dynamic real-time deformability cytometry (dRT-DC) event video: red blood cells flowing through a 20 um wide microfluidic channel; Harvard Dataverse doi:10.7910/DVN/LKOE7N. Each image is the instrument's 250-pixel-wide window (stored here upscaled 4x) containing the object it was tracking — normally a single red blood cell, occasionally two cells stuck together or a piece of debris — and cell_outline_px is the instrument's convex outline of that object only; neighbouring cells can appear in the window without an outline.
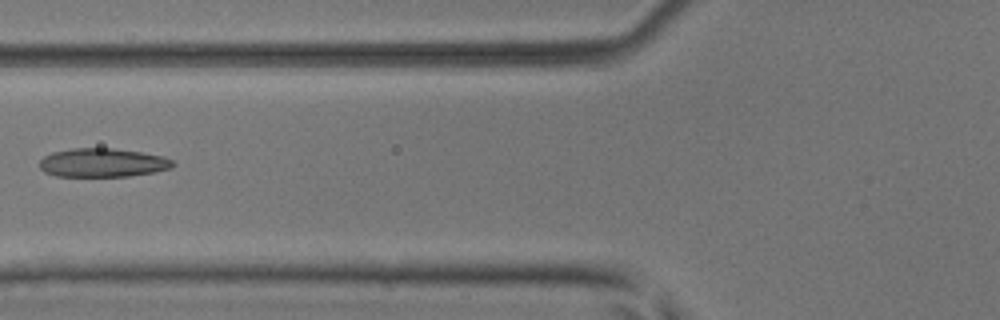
{"species": "common noctule bat (a hibernating species)", "species_latin": "Nyctalus noctula", "temperature_condition": "room temperature", "stored_images_in_passage": 7, "camera_frame_rate_fps": 3000, "um_per_image_px": 0.085, "animal": {"sex": "male", "body_mass_g": 17.9, "forearm_length_mm": 54.2}, "frame": {"image": 1, "passage_image": 7, "time_ms": 2.0, "image_size_px": [1000, 320], "cell_outline_px": [[176, 164], [172, 168], [156, 172], [128, 176], [56, 176], [44, 172], [40, 168], [40, 160], [44, 156], [52, 152], [72, 148], [112, 148], [140, 152], [164, 156], [172, 160]], "centroid_in_image_um": [8.74, 13.83], "position_along_channel_um": 117.1, "area_um2": 22.43}}